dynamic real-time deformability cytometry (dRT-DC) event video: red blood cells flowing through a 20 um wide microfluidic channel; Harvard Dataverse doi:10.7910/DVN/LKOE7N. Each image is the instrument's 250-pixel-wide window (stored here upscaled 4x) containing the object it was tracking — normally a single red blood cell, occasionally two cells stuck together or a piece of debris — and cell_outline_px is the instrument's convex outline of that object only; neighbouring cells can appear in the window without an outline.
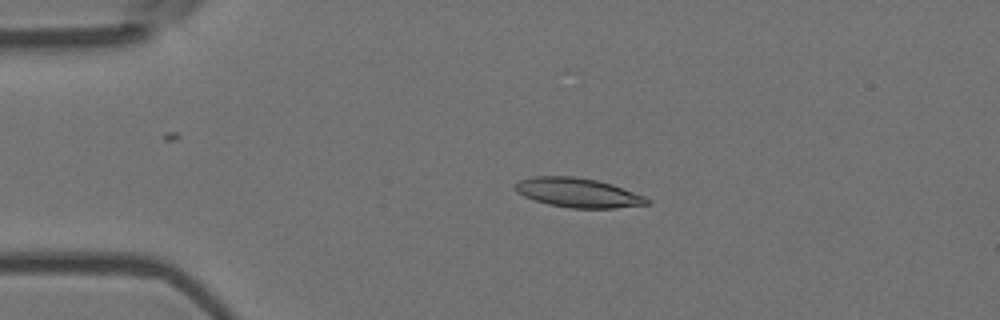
{"species": "Egyptian fruit bat (a non-hibernating species)", "species_latin": "Rousettus aegyptiacus", "temperature_condition": "room temperature", "stored_images_in_passage": 54, "camera_frame_rate_fps": 3000, "um_per_image_px": 0.085, "animal": {"sex": "female"}, "frame": {"image": 1, "passage_image": 11, "time_ms": 3.333, "image_size_px": [1000, 320], "cell_outline_px": [[652, 200], [648, 204], [616, 208], [572, 208], [548, 204], [524, 196], [516, 192], [512, 184], [520, 180], [532, 176], [572, 176], [596, 180], [612, 184], [644, 196]], "centroid_in_image_um": [49.1, 16.37], "position_along_channel_um": 35.9, "area_um2": 22.54}}
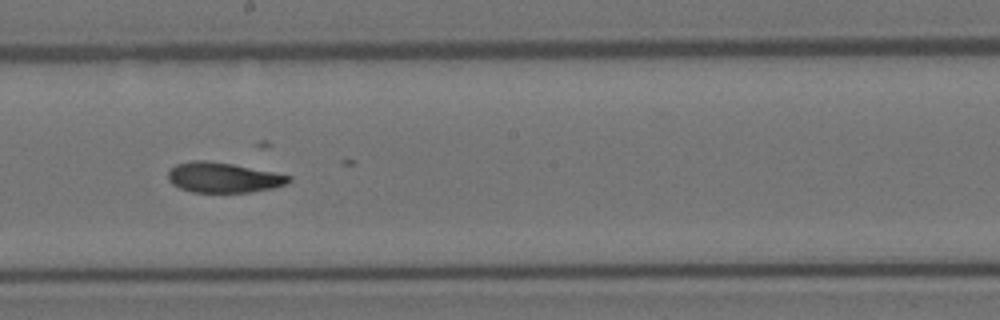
{"frame": {"image": 2, "passage_image": 30, "time_ms": 9.667, "image_size_px": [1000, 320], "cell_outline_px": [[292, 180], [288, 184], [272, 188], [248, 192], [192, 192], [180, 188], [172, 184], [168, 180], [168, 168], [176, 164], [192, 160], [204, 160], [232, 164], [292, 176]], "centroid_in_image_um": [18.95, 15.09], "position_along_channel_um": 229.3, "area_um2": 21.21}}
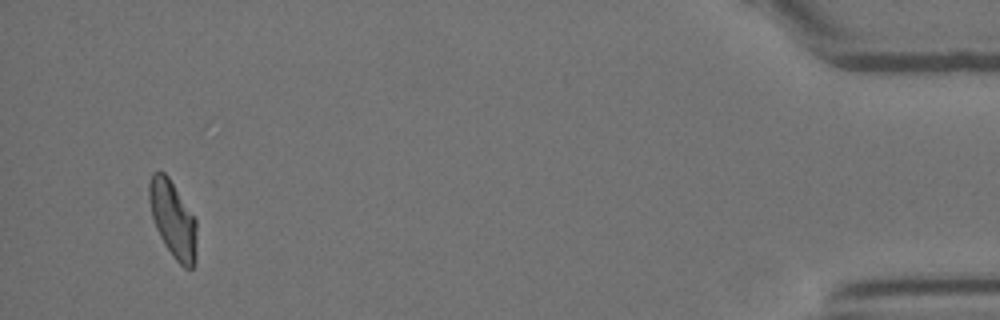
{"frame": {"image": 3, "passage_image": 52, "time_ms": 17.0, "image_size_px": [1000, 320], "cell_outline_px": [[196, 264], [192, 268], [184, 268], [172, 256], [164, 244], [156, 228], [152, 216], [148, 196], [148, 184], [152, 172], [160, 168], [168, 176], [196, 220]], "centroid_in_image_um": [14.68, 18.63], "position_along_channel_um": 420.5, "area_um2": 21.39}, "authors_computed_cell_mechanics": {"area_um2": 21.5594, "velocity_mm_per_s": 3.6551, "shape_relaxation_time_tau1_ms": null, "shape_relaxation_time_tau2_ms": 1.7677, "deformation_change_tau1": null, "deformation_change_tau2": 0.0732}}